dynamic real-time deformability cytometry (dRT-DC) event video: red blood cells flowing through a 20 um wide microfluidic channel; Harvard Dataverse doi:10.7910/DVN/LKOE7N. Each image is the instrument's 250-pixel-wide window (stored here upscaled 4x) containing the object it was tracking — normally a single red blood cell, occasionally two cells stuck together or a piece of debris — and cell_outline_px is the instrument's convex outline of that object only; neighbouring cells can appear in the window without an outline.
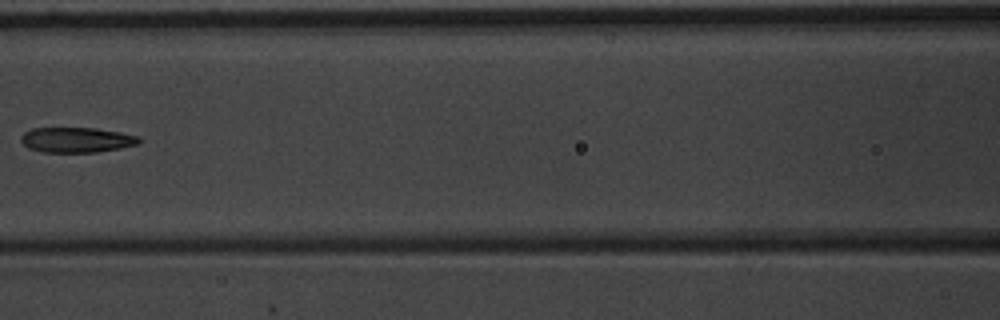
{"species": "common noctule bat (a hibernating species)", "species_latin": "Nyctalus noctula", "temperature_condition": "warm", "stored_images_in_passage": 7, "camera_frame_rate_fps": 3000, "um_per_image_px": 0.085, "animal": {"sex": "male", "body_mass_g": 20.1, "forearm_length_mm": 53.5}, "frame": {"image": 1, "passage_image": 6, "time_ms": 1.667, "image_size_px": [1000, 320], "cell_outline_px": [[140, 144], [120, 148], [96, 152], [44, 152], [28, 148], [20, 140], [20, 136], [24, 132], [32, 128], [96, 128], [120, 132], [140, 136]], "centroid_in_image_um": [6.52, 11.88], "position_along_channel_um": 160.1, "area_um2": 17.4}}
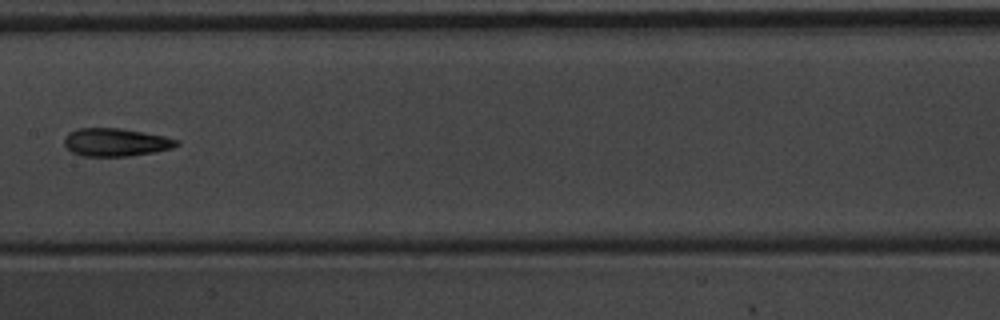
{"frame": {"image": 2, "passage_image": 7, "time_ms": 2.0, "image_size_px": [1000, 320], "cell_outline_px": [[180, 144], [172, 148], [156, 152], [128, 156], [84, 156], [72, 152], [64, 144], [64, 140], [68, 132], [76, 128], [120, 128], [144, 132], [164, 136], [180, 140]], "centroid_in_image_um": [9.86, 12.09], "position_along_channel_um": 197.5, "area_um2": 18.44}}